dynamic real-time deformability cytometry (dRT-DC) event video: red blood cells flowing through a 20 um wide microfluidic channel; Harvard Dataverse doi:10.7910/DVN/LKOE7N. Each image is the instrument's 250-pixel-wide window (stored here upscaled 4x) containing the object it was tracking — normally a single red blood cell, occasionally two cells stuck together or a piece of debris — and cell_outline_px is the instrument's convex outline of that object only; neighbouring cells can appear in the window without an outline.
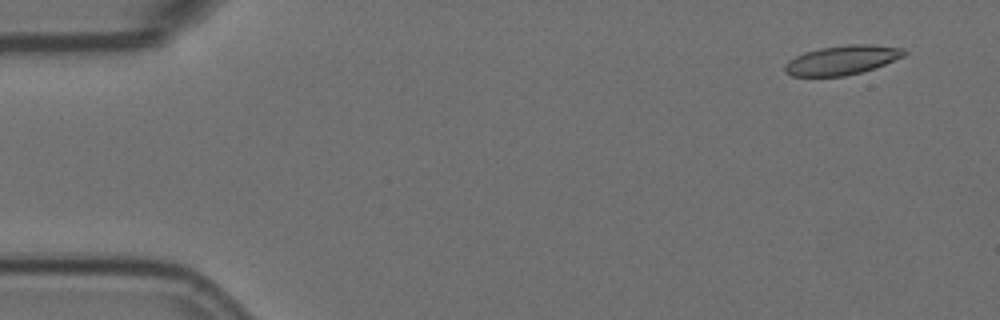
{"species": "Egyptian fruit bat (a non-hibernating species)", "species_latin": "Rousettus aegyptiacus", "temperature_condition": "room temperature", "stored_images_in_passage": 10, "camera_frame_rate_fps": 3000, "um_per_image_px": 0.085, "animal": {"sex": "female"}, "frame": {"image": 1, "passage_image": 1, "time_ms": 0.0, "image_size_px": [1000, 320], "cell_outline_px": [[908, 52], [904, 56], [884, 64], [860, 72], [844, 76], [792, 76], [784, 72], [784, 64], [788, 60], [804, 52], [820, 48], [848, 44], [872, 44], [904, 48]], "centroid_in_image_um": [71.56, 5.09], "position_along_channel_um": 13.4, "area_um2": 20.35}}
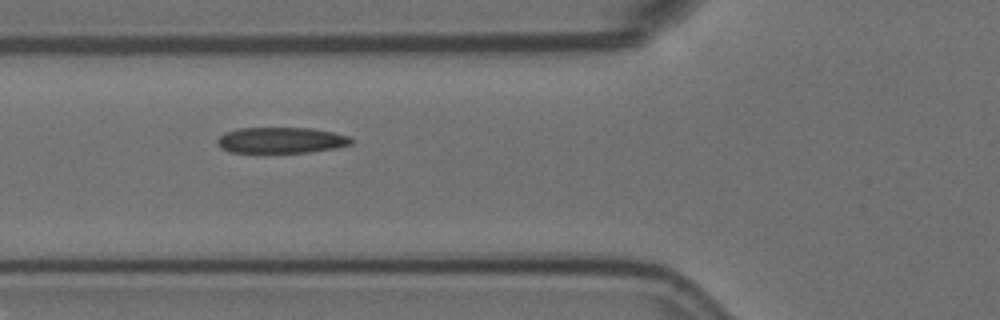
{"frame": {"image": 2, "passage_image": 6, "time_ms": 1.667, "image_size_px": [1000, 320], "cell_outline_px": [[352, 144], [336, 148], [308, 152], [228, 152], [220, 148], [216, 140], [224, 132], [240, 128], [312, 128], [332, 132], [348, 136], [352, 140]], "centroid_in_image_um": [23.87, 11.92], "position_along_channel_um": 101.9, "area_um2": 20.17}}
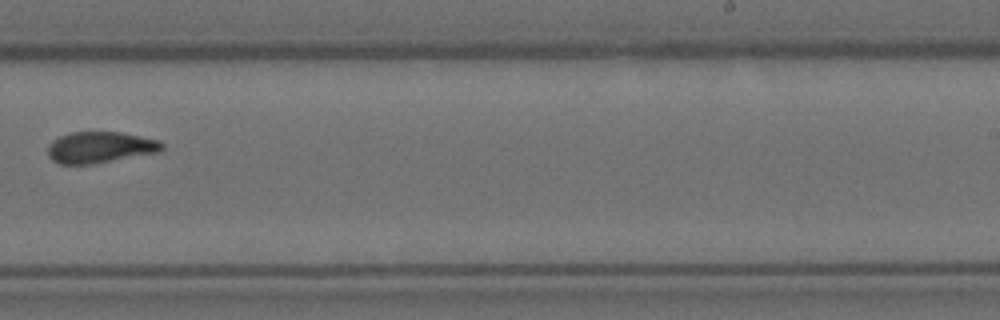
{"frame": {"image": 3, "passage_image": 10, "time_ms": 3.0, "image_size_px": [1000, 320], "cell_outline_px": [[164, 148], [160, 152], [92, 164], [60, 164], [52, 160], [48, 156], [48, 144], [52, 140], [60, 136], [72, 132], [120, 132], [160, 140], [164, 144]], "centroid_in_image_um": [8.52, 12.52], "position_along_channel_um": 280.5, "area_um2": 20.92}}